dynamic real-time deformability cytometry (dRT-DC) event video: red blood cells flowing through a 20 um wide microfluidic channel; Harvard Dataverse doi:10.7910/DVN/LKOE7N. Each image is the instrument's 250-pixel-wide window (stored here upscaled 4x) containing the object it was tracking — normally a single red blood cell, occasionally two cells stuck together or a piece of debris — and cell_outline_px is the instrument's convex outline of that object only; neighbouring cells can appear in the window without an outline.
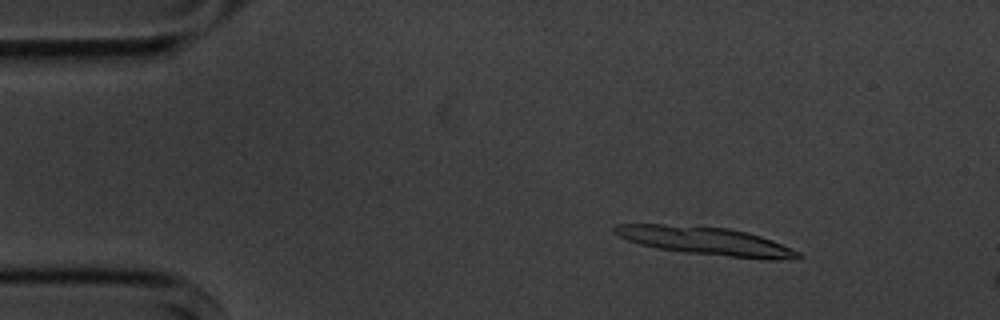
{"species": "common noctule bat (a hibernating species)", "species_latin": "Nyctalus noctula", "temperature_condition": "cold", "stored_images_in_passage": 3, "camera_frame_rate_fps": 3000, "um_per_image_px": 0.085, "animal": {"sex": "male", "body_mass_g": 20.1, "forearm_length_mm": 53.5}, "frame": {"image": 1, "passage_image": 1, "time_ms": 0.0, "image_size_px": [1000, 320], "cell_outline_px": [[804, 256], [776, 260], [760, 260], [684, 252], [656, 248], [640, 244], [628, 240], [612, 232], [612, 224], [664, 224], [728, 228], [748, 232], [772, 240], [792, 248], [800, 252]], "centroid_in_image_um": [59.99, 20.49], "position_along_channel_um": 25.0, "area_um2": 30.23}}